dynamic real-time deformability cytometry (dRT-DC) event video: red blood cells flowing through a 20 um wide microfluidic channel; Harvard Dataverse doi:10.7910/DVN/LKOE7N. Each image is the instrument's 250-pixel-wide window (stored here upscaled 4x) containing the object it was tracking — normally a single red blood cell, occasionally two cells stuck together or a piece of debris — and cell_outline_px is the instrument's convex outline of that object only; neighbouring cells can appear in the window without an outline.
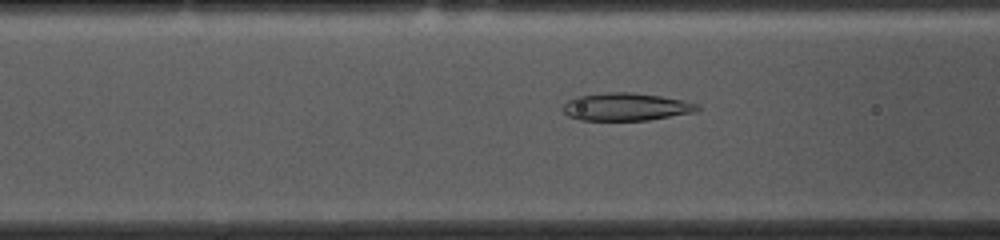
{"species": "common noctule bat (a hibernating species)", "species_latin": "Nyctalus noctula", "temperature_condition": "cold", "stored_images_in_passage": 47, "camera_frame_rate_fps": 3000, "um_per_image_px": 0.085, "animal": {"sex": "female", "body_mass_g": 10.0, "forearm_length_mm": 53.1}, "frame": {"image": 1, "passage_image": 13, "time_ms": 4.0, "image_size_px": [1000, 240], "cell_outline_px": [[700, 108], [696, 112], [648, 120], [580, 120], [568, 116], [560, 108], [568, 100], [576, 96], [608, 92], [632, 92], [660, 96], [680, 100], [696, 104]], "centroid_in_image_um": [53.15, 9.08], "position_along_channel_um": 113.4, "area_um2": 21.68}}
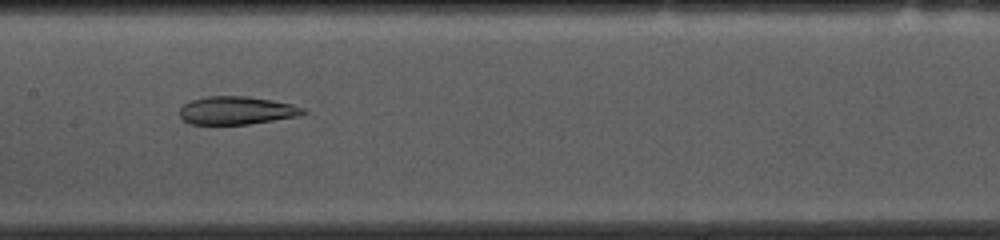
{"frame": {"image": 2, "passage_image": 19, "time_ms": 6.0, "image_size_px": [1000, 240], "cell_outline_px": [[308, 112], [300, 116], [248, 124], [192, 124], [184, 120], [180, 116], [180, 108], [188, 100], [204, 96], [248, 96], [272, 100], [292, 104], [304, 108]], "centroid_in_image_um": [20.12, 9.38], "position_along_channel_um": 187.3, "area_um2": 20.35}}
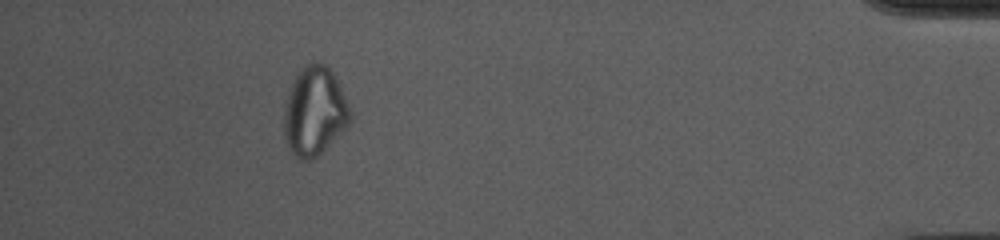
{"frame": {"image": 3, "passage_image": 42, "time_ms": 13.667, "image_size_px": [1000, 240], "cell_outline_px": [[352, 116], [348, 124], [312, 160], [300, 160], [288, 148], [284, 140], [284, 108], [292, 84], [300, 68], [312, 60], [320, 60], [328, 64], [336, 76], [340, 84], [352, 112]], "centroid_in_image_um": [26.73, 9.39], "position_along_channel_um": 408.5, "area_um2": 34.39}, "authors_computed_cell_mechanics": {"area_um2": 25.6054, "velocity_mm_per_s": 3.6769, "shape_relaxation_time_tau1_ms": null, "shape_relaxation_time_tau2_ms": 1.4658, "deformation_change_tau1": null, "deformation_change_tau2": 0.0683}}